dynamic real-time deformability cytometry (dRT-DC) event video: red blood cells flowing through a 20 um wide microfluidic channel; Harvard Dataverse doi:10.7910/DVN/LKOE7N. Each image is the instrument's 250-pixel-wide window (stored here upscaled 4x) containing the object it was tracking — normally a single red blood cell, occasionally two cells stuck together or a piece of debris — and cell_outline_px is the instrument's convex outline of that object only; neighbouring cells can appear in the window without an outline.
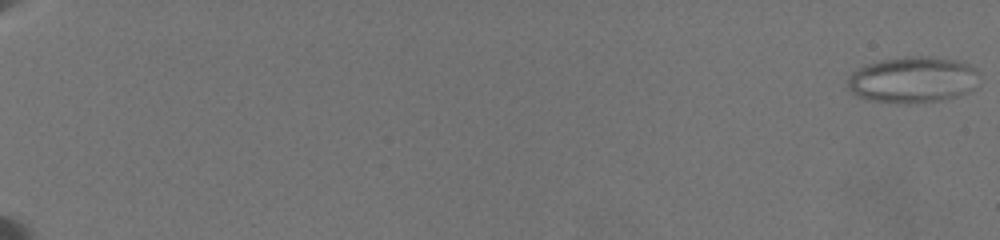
{"species": "common noctule bat (a hibernating species)", "species_latin": "Nyctalus noctula", "temperature_condition": "warm", "stored_images_in_passage": 50, "camera_frame_rate_fps": 3000, "um_per_image_px": 0.085, "animal": {"sex": "female", "body_mass_g": 19.5, "forearm_length_mm": 54.1}, "frame": {"image": 1, "passage_image": 1, "time_ms": 0.0, "image_size_px": [1000, 240], "cell_outline_px": [[976, 88], [968, 92], [956, 96], [940, 100], [864, 100], [856, 96], [848, 88], [848, 76], [856, 68], [880, 60], [904, 56], [932, 56], [956, 60], [968, 64], [976, 68]], "centroid_in_image_um": [77.56, 6.72], "position_along_channel_um": 7.4, "area_um2": 34.68}}
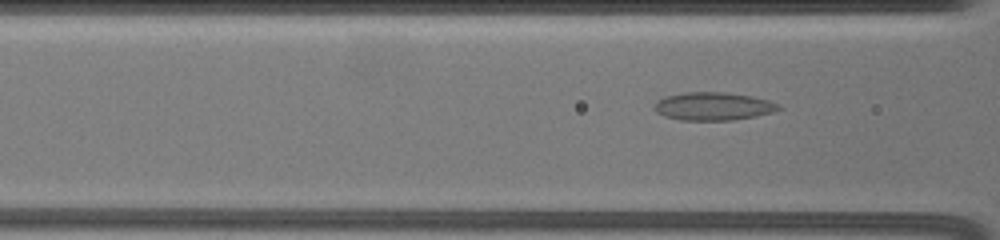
{"frame": {"image": 2, "passage_image": 25, "time_ms": 9.667, "image_size_px": [1000, 240], "cell_outline_px": [[784, 108], [772, 112], [756, 116], [732, 120], [680, 120], [664, 116], [656, 112], [652, 108], [656, 100], [664, 96], [684, 92], [724, 92], [752, 96], [768, 100]], "centroid_in_image_um": [60.57, 9.03], "position_along_channel_um": 106.0, "area_um2": 20.46}}
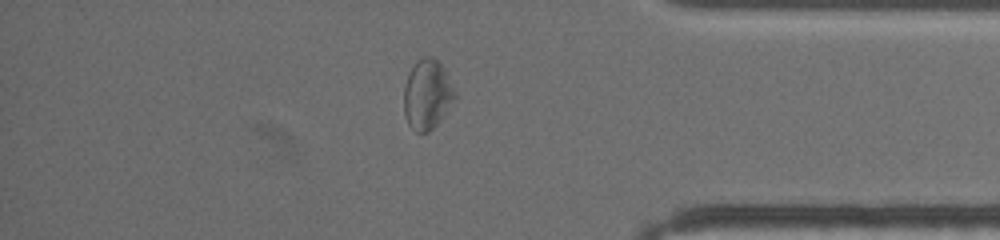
{"frame": {"image": 3, "passage_image": 44, "time_ms": 18.333, "image_size_px": [1000, 240], "cell_outline_px": [[456, 100], [444, 116], [428, 132], [416, 132], [408, 124], [404, 112], [404, 84], [416, 60], [424, 56], [432, 56], [444, 68], [456, 92]], "centroid_in_image_um": [36.33, 8.03], "position_along_channel_um": 398.9, "area_um2": 20.81}, "authors_computed_cell_mechanics": {"area_um2": 22.7732, "velocity_mm_per_s": 3.5439, "shape_relaxation_time_tau1_ms": null, "shape_relaxation_time_tau2_ms": 1.5937, "deformation_change_tau1": null, "deformation_change_tau2": 0.0829}}